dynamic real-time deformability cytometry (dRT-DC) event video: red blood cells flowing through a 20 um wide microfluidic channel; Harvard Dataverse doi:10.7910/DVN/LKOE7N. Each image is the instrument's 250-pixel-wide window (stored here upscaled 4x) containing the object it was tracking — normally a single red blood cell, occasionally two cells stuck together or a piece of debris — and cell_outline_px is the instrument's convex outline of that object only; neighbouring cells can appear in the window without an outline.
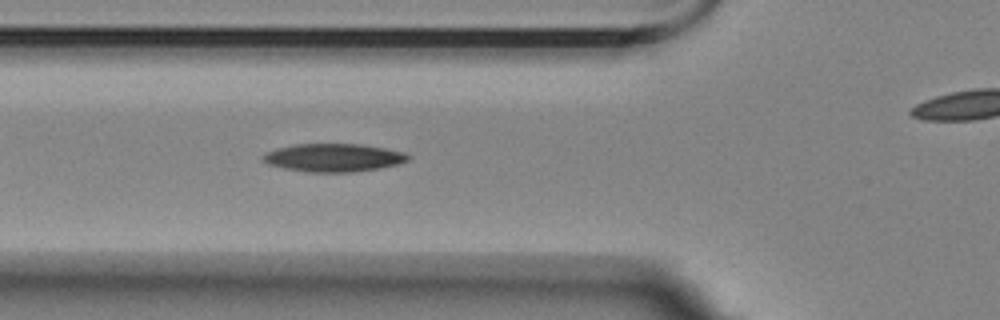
{"species": "Egyptian fruit bat (a non-hibernating species)", "species_latin": "Rousettus aegyptiacus", "temperature_condition": "room temperature", "stored_images_in_passage": 26, "camera_frame_rate_fps": 3000, "um_per_image_px": 0.085, "animal": {"sex": "female"}, "frame": {"image": 1, "passage_image": 6, "time_ms": 1.667, "image_size_px": [1000, 320], "cell_outline_px": [[412, 156], [408, 160], [400, 164], [380, 168], [352, 172], [308, 172], [284, 168], [268, 164], [260, 160], [260, 156], [264, 152], [276, 148], [296, 144], [360, 144], [384, 148], [404, 152]], "centroid_in_image_um": [28.32, 13.4], "position_along_channel_um": 97.5, "area_um2": 23.99}}
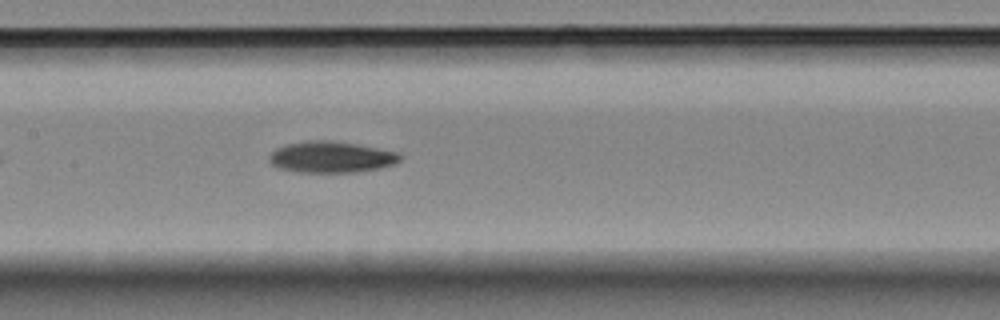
{"frame": {"image": 2, "passage_image": 13, "time_ms": 4.0, "image_size_px": [1000, 320], "cell_outline_px": [[400, 160], [392, 164], [376, 168], [352, 172], [300, 172], [280, 168], [272, 164], [268, 160], [268, 156], [276, 148], [288, 144], [308, 140], [328, 140], [356, 144], [400, 152]], "centroid_in_image_um": [28.12, 13.34], "position_along_channel_um": 179.3, "area_um2": 23.52}}
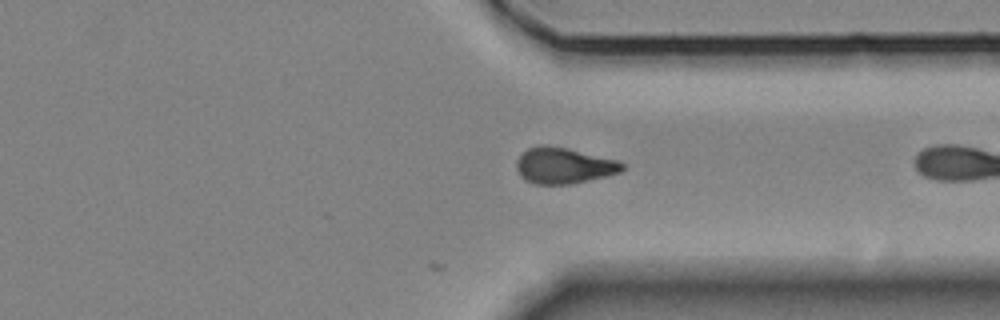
{"frame": {"image": 3, "passage_image": 26, "time_ms": 8.333, "image_size_px": [1000, 320], "cell_outline_px": [[624, 168], [620, 172], [608, 176], [568, 184], [536, 184], [524, 180], [520, 176], [516, 168], [516, 160], [528, 148], [540, 144], [544, 144], [568, 148], [620, 160], [624, 164]], "centroid_in_image_um": [47.93, 14.06], "position_along_channel_um": 363.5, "area_um2": 22.43}, "authors_computed_cell_mechanics": {"area_um2": 23.8714, "velocity_mm_per_s": 3.4654, "shape_relaxation_time_tau1_ms": 4.1225, "shape_relaxation_time_tau2_ms": null, "deformation_change_tau1": 0.1166, "deformation_change_tau2": null}}